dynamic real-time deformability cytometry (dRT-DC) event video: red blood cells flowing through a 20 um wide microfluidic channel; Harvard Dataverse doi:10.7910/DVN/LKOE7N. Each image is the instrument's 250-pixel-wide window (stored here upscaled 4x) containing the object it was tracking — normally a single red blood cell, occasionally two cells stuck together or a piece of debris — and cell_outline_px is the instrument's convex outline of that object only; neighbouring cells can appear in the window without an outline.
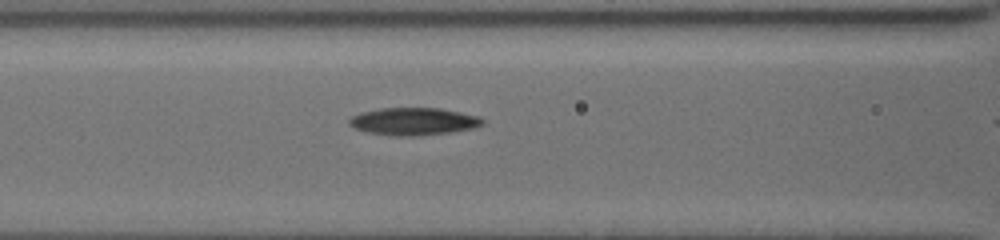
{"species": "common noctule bat (a hibernating species)", "species_latin": "Nyctalus noctula", "temperature_condition": "cold", "stored_images_in_passage": 13, "camera_frame_rate_fps": 3000, "um_per_image_px": 0.085, "animal": {"sex": "female", "body_mass_g": 19.5, "forearm_length_mm": 54.1}, "frame": {"image": 1, "passage_image": 3, "time_ms": 0.667, "image_size_px": [1000, 240], "cell_outline_px": [[484, 124], [476, 128], [452, 132], [420, 136], [392, 136], [368, 132], [356, 128], [348, 124], [348, 120], [352, 116], [360, 112], [380, 108], [440, 108], [480, 116], [484, 120]], "centroid_in_image_um": [35.19, 10.32], "position_along_channel_um": 131.4, "area_um2": 21.62}}
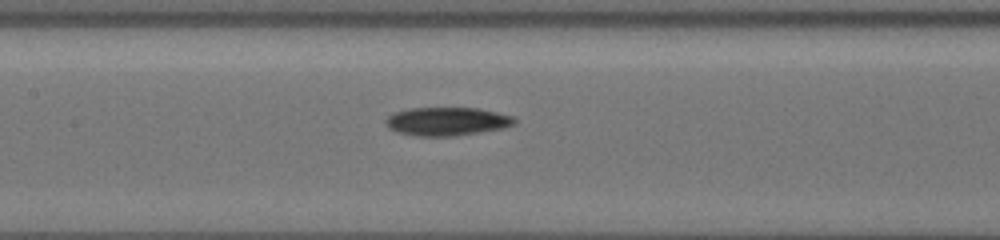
{"frame": {"image": 2, "passage_image": 7, "time_ms": 1.667, "image_size_px": [1000, 240], "cell_outline_px": [[516, 124], [504, 128], [456, 136], [416, 136], [396, 132], [388, 128], [384, 120], [392, 112], [408, 108], [476, 108], [516, 116]], "centroid_in_image_um": [37.98, 10.32], "position_along_channel_um": 169.4, "area_um2": 21.62}}
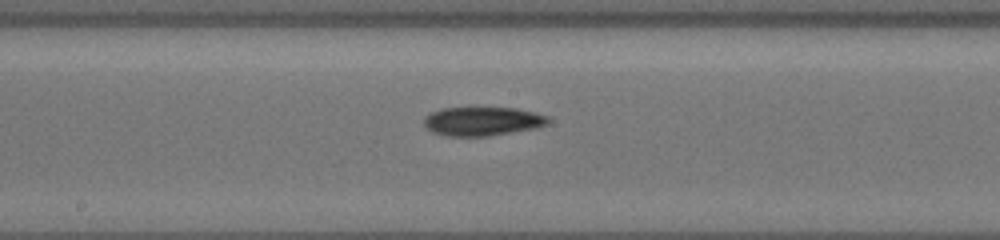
{"frame": {"image": 3, "passage_image": 10, "time_ms": 2.667, "image_size_px": [1000, 240], "cell_outline_px": [[552, 120], [548, 124], [536, 128], [488, 136], [448, 136], [432, 132], [424, 128], [424, 116], [428, 112], [440, 108], [516, 108], [536, 112], [548, 116]], "centroid_in_image_um": [40.99, 10.3], "position_along_channel_um": 207.2, "area_um2": 21.21}}